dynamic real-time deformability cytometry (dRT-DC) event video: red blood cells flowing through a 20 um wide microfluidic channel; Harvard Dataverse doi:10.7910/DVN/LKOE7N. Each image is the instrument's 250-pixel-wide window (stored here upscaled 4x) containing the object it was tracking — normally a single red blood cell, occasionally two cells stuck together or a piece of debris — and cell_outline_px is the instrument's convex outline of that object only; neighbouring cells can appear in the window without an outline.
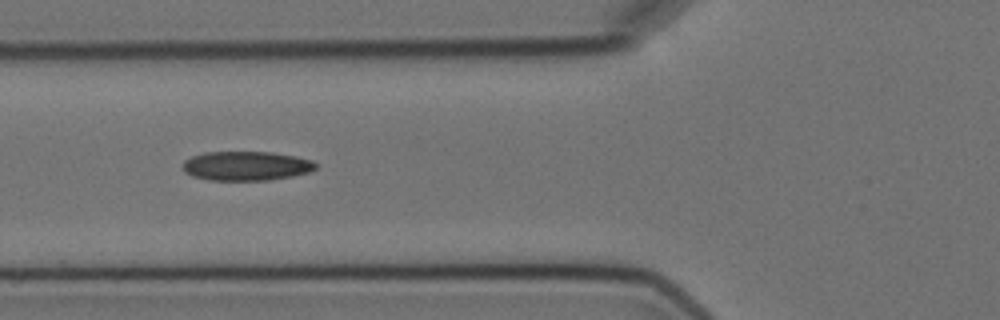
{"species": "Egyptian fruit bat (a non-hibernating species)", "species_latin": "Rousettus aegyptiacus", "temperature_condition": "cold", "stored_images_in_passage": 7, "camera_frame_rate_fps": 3000, "um_per_image_px": 0.085, "animal": {"sex": "female"}, "frame": {"image": 1, "passage_image": 5, "time_ms": 4.667, "image_size_px": [1000, 320], "cell_outline_px": [[316, 168], [308, 172], [292, 176], [268, 180], [208, 180], [192, 176], [184, 172], [184, 160], [192, 156], [204, 152], [272, 152], [296, 156], [312, 160], [316, 164]], "centroid_in_image_um": [20.92, 14.1], "position_along_channel_um": 104.9, "area_um2": 22.66}}
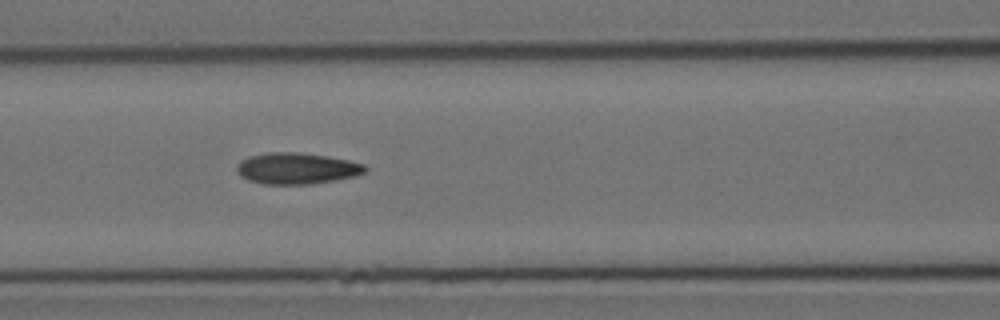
{"frame": {"image": 2, "passage_image": 6, "time_ms": 5.667, "image_size_px": [1000, 320], "cell_outline_px": [[368, 168], [364, 172], [356, 176], [312, 184], [264, 184], [248, 180], [240, 176], [236, 172], [236, 164], [240, 160], [248, 156], [268, 152], [300, 152], [348, 160], [364, 164]], "centroid_in_image_um": [25.17, 14.31], "position_along_channel_um": 141.4, "area_um2": 23.52}}
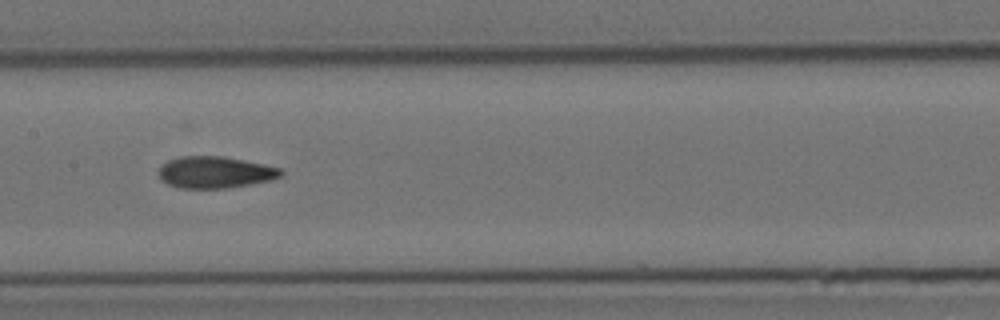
{"frame": {"image": 3, "passage_image": 7, "time_ms": 7.0, "image_size_px": [1000, 320], "cell_outline_px": [[284, 176], [272, 180], [228, 188], [180, 188], [168, 184], [160, 180], [160, 168], [168, 160], [180, 156], [224, 156], [264, 164], [280, 168], [284, 172]], "centroid_in_image_um": [18.33, 14.64], "position_along_channel_um": 189.1, "area_um2": 22.66}}